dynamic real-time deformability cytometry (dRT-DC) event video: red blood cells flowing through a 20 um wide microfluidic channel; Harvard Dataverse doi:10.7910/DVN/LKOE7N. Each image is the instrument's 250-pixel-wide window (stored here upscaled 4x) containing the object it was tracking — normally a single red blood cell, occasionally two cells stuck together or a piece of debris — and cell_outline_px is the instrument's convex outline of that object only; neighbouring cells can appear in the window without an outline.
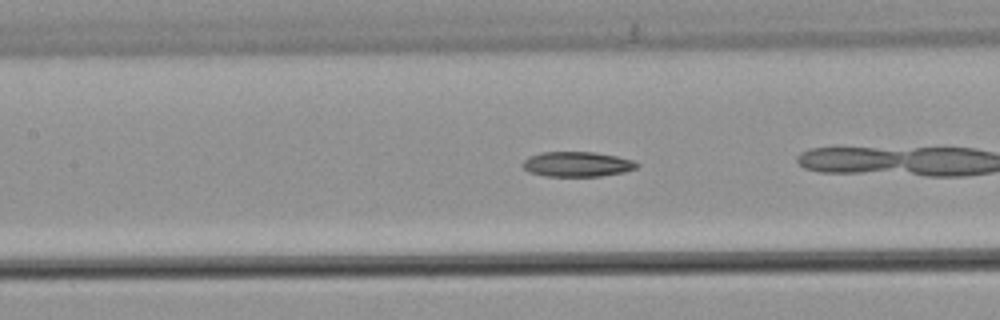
{"species": "common noctule bat (a hibernating species)", "species_latin": "Nyctalus noctula", "temperature_condition": "warm", "stored_images_in_passage": 40, "camera_frame_rate_fps": 3000, "um_per_image_px": 0.085, "animal": {"sex": "male", "body_mass_g": 21.5, "forearm_length_mm": 52.0}, "frame": {"image": 1, "passage_image": 23, "time_ms": 7.333, "image_size_px": [1000, 320], "cell_outline_px": [[640, 164], [636, 168], [624, 172], [600, 176], [544, 176], [528, 172], [520, 164], [528, 156], [540, 152], [592, 152], [616, 156], [632, 160]], "centroid_in_image_um": [49.01, 13.95], "position_along_channel_um": 158.4, "area_um2": 16.7}}